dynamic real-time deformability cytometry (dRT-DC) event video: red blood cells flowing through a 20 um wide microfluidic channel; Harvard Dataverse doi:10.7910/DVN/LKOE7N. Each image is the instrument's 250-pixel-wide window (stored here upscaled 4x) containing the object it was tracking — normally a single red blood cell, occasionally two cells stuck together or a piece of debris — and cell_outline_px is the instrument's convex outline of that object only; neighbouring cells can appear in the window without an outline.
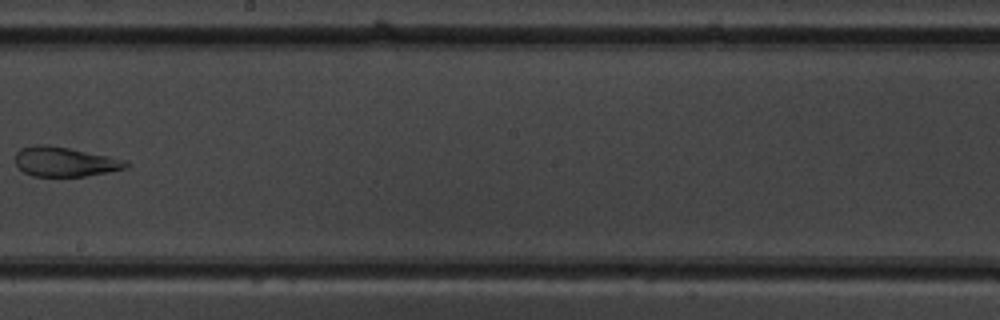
{"species": "common noctule bat (a hibernating species)", "species_latin": "Nyctalus noctula", "temperature_condition": "warm", "stored_images_in_passage": 9, "camera_frame_rate_fps": 3000, "um_per_image_px": 0.085, "animal": {"sex": "male", "body_mass_g": 19.5, "forearm_length_mm": 54.6}, "frame": {"image": 1, "passage_image": 8, "time_ms": 9.0, "image_size_px": [1000, 320], "cell_outline_px": [[132, 164], [128, 168], [108, 172], [84, 176], [32, 176], [24, 172], [16, 164], [16, 152], [20, 148], [36, 144], [48, 144], [128, 160]], "centroid_in_image_um": [5.55, 13.74], "position_along_channel_um": 242.7, "area_um2": 19.19}}
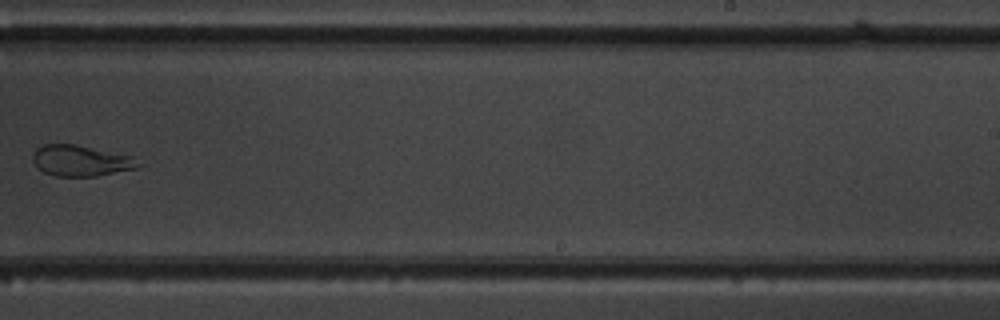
{"frame": {"image": 2, "passage_image": 9, "time_ms": 10.0, "image_size_px": [1000, 320], "cell_outline_px": [[144, 164], [136, 168], [96, 176], [56, 176], [44, 172], [32, 160], [32, 156], [36, 148], [40, 144], [76, 144], [132, 156]], "centroid_in_image_um": [6.88, 13.65], "position_along_channel_um": 282.1, "area_um2": 19.02}}